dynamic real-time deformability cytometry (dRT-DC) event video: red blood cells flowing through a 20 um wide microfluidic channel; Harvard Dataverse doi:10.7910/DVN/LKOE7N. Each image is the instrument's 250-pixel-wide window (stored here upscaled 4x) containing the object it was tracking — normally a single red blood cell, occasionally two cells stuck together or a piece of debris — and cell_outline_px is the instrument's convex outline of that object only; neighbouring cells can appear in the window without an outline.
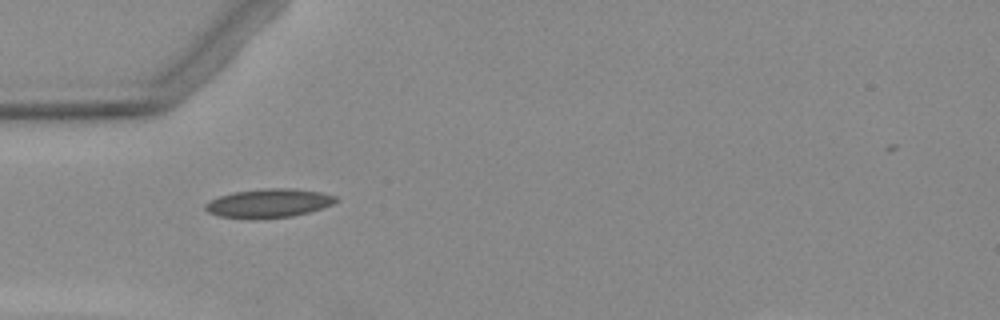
{"species": "Egyptian fruit bat (a non-hibernating species)", "species_latin": "Rousettus aegyptiacus", "temperature_condition": "warm", "stored_images_in_passage": 2, "camera_frame_rate_fps": 3000, "um_per_image_px": 0.085, "animal": {"sex": "female"}, "frame": {"image": 1, "passage_image": 1, "time_ms": 0.0, "image_size_px": [1000, 320], "cell_outline_px": [[336, 200], [332, 204], [308, 212], [292, 216], [256, 220], [252, 220], [220, 216], [208, 212], [204, 208], [204, 204], [208, 200], [232, 192], [264, 188], [292, 188], [320, 192], [336, 196]], "centroid_in_image_um": [22.77, 17.28], "position_along_channel_um": 62.2, "area_um2": 22.08}}
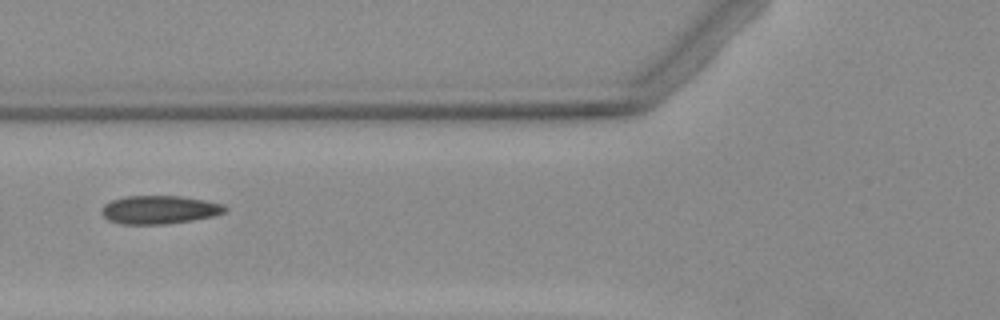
{"frame": {"image": 2, "passage_image": 2, "time_ms": 1.333, "image_size_px": [1000, 320], "cell_outline_px": [[228, 208], [224, 212], [216, 216], [192, 220], [164, 224], [120, 224], [108, 220], [100, 212], [100, 208], [104, 204], [112, 200], [124, 196], [180, 196], [204, 200], [224, 204]], "centroid_in_image_um": [13.53, 17.82], "position_along_channel_um": 112.3, "area_um2": 20.52}}